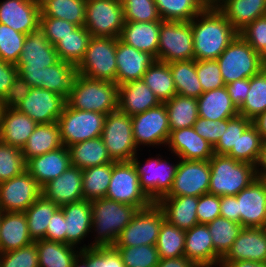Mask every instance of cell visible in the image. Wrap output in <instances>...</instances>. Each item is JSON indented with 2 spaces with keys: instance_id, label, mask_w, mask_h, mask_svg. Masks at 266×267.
<instances>
[{
  "instance_id": "obj_19",
  "label": "cell",
  "mask_w": 266,
  "mask_h": 267,
  "mask_svg": "<svg viewBox=\"0 0 266 267\" xmlns=\"http://www.w3.org/2000/svg\"><path fill=\"white\" fill-rule=\"evenodd\" d=\"M39 0H3L0 2V23L28 35L40 25Z\"/></svg>"
},
{
  "instance_id": "obj_31",
  "label": "cell",
  "mask_w": 266,
  "mask_h": 267,
  "mask_svg": "<svg viewBox=\"0 0 266 267\" xmlns=\"http://www.w3.org/2000/svg\"><path fill=\"white\" fill-rule=\"evenodd\" d=\"M37 123L16 108H4L0 120V141L23 148Z\"/></svg>"
},
{
  "instance_id": "obj_47",
  "label": "cell",
  "mask_w": 266,
  "mask_h": 267,
  "mask_svg": "<svg viewBox=\"0 0 266 267\" xmlns=\"http://www.w3.org/2000/svg\"><path fill=\"white\" fill-rule=\"evenodd\" d=\"M266 110V68L250 78V90L246 100L238 109L240 115L249 120L255 119Z\"/></svg>"
},
{
  "instance_id": "obj_29",
  "label": "cell",
  "mask_w": 266,
  "mask_h": 267,
  "mask_svg": "<svg viewBox=\"0 0 266 267\" xmlns=\"http://www.w3.org/2000/svg\"><path fill=\"white\" fill-rule=\"evenodd\" d=\"M161 23L125 21L119 39L139 51L150 53L157 60Z\"/></svg>"
},
{
  "instance_id": "obj_24",
  "label": "cell",
  "mask_w": 266,
  "mask_h": 267,
  "mask_svg": "<svg viewBox=\"0 0 266 267\" xmlns=\"http://www.w3.org/2000/svg\"><path fill=\"white\" fill-rule=\"evenodd\" d=\"M241 260L266 263V228L243 227L221 262Z\"/></svg>"
},
{
  "instance_id": "obj_40",
  "label": "cell",
  "mask_w": 266,
  "mask_h": 267,
  "mask_svg": "<svg viewBox=\"0 0 266 267\" xmlns=\"http://www.w3.org/2000/svg\"><path fill=\"white\" fill-rule=\"evenodd\" d=\"M39 4L40 17L59 18L84 26L86 0H39Z\"/></svg>"
},
{
  "instance_id": "obj_62",
  "label": "cell",
  "mask_w": 266,
  "mask_h": 267,
  "mask_svg": "<svg viewBox=\"0 0 266 267\" xmlns=\"http://www.w3.org/2000/svg\"><path fill=\"white\" fill-rule=\"evenodd\" d=\"M196 214L199 224H207L220 217V196L207 193L198 197Z\"/></svg>"
},
{
  "instance_id": "obj_13",
  "label": "cell",
  "mask_w": 266,
  "mask_h": 267,
  "mask_svg": "<svg viewBox=\"0 0 266 267\" xmlns=\"http://www.w3.org/2000/svg\"><path fill=\"white\" fill-rule=\"evenodd\" d=\"M124 23L121 0L86 1L84 27L91 36L119 38Z\"/></svg>"
},
{
  "instance_id": "obj_2",
  "label": "cell",
  "mask_w": 266,
  "mask_h": 267,
  "mask_svg": "<svg viewBox=\"0 0 266 267\" xmlns=\"http://www.w3.org/2000/svg\"><path fill=\"white\" fill-rule=\"evenodd\" d=\"M93 243L80 246V250L90 247L114 246L120 232L131 222L138 209L135 206L117 202L106 197L91 201ZM96 233V235H95Z\"/></svg>"
},
{
  "instance_id": "obj_63",
  "label": "cell",
  "mask_w": 266,
  "mask_h": 267,
  "mask_svg": "<svg viewBox=\"0 0 266 267\" xmlns=\"http://www.w3.org/2000/svg\"><path fill=\"white\" fill-rule=\"evenodd\" d=\"M30 88L25 79L17 74L2 99L4 108H16L28 96Z\"/></svg>"
},
{
  "instance_id": "obj_21",
  "label": "cell",
  "mask_w": 266,
  "mask_h": 267,
  "mask_svg": "<svg viewBox=\"0 0 266 267\" xmlns=\"http://www.w3.org/2000/svg\"><path fill=\"white\" fill-rule=\"evenodd\" d=\"M168 151L183 160L208 161L214 155L213 146L198 135L194 127L171 130Z\"/></svg>"
},
{
  "instance_id": "obj_52",
  "label": "cell",
  "mask_w": 266,
  "mask_h": 267,
  "mask_svg": "<svg viewBox=\"0 0 266 267\" xmlns=\"http://www.w3.org/2000/svg\"><path fill=\"white\" fill-rule=\"evenodd\" d=\"M26 162L20 148L0 141V183L22 174Z\"/></svg>"
},
{
  "instance_id": "obj_64",
  "label": "cell",
  "mask_w": 266,
  "mask_h": 267,
  "mask_svg": "<svg viewBox=\"0 0 266 267\" xmlns=\"http://www.w3.org/2000/svg\"><path fill=\"white\" fill-rule=\"evenodd\" d=\"M66 226L64 212L59 207L51 217V222L46 230V240L66 243Z\"/></svg>"
},
{
  "instance_id": "obj_69",
  "label": "cell",
  "mask_w": 266,
  "mask_h": 267,
  "mask_svg": "<svg viewBox=\"0 0 266 267\" xmlns=\"http://www.w3.org/2000/svg\"><path fill=\"white\" fill-rule=\"evenodd\" d=\"M257 178H266V141H262L260 154L255 164Z\"/></svg>"
},
{
  "instance_id": "obj_5",
  "label": "cell",
  "mask_w": 266,
  "mask_h": 267,
  "mask_svg": "<svg viewBox=\"0 0 266 267\" xmlns=\"http://www.w3.org/2000/svg\"><path fill=\"white\" fill-rule=\"evenodd\" d=\"M216 60L225 85L240 79H250L264 69L259 53L239 34Z\"/></svg>"
},
{
  "instance_id": "obj_73",
  "label": "cell",
  "mask_w": 266,
  "mask_h": 267,
  "mask_svg": "<svg viewBox=\"0 0 266 267\" xmlns=\"http://www.w3.org/2000/svg\"><path fill=\"white\" fill-rule=\"evenodd\" d=\"M205 8H218L225 0H199Z\"/></svg>"
},
{
  "instance_id": "obj_48",
  "label": "cell",
  "mask_w": 266,
  "mask_h": 267,
  "mask_svg": "<svg viewBox=\"0 0 266 267\" xmlns=\"http://www.w3.org/2000/svg\"><path fill=\"white\" fill-rule=\"evenodd\" d=\"M160 259L184 256L185 231L164 220L156 245Z\"/></svg>"
},
{
  "instance_id": "obj_38",
  "label": "cell",
  "mask_w": 266,
  "mask_h": 267,
  "mask_svg": "<svg viewBox=\"0 0 266 267\" xmlns=\"http://www.w3.org/2000/svg\"><path fill=\"white\" fill-rule=\"evenodd\" d=\"M207 227L215 249V267H219L221 260L231 249L243 226L226 218L218 217L207 223Z\"/></svg>"
},
{
  "instance_id": "obj_76",
  "label": "cell",
  "mask_w": 266,
  "mask_h": 267,
  "mask_svg": "<svg viewBox=\"0 0 266 267\" xmlns=\"http://www.w3.org/2000/svg\"><path fill=\"white\" fill-rule=\"evenodd\" d=\"M3 110H4V105H3L2 100H0V120H1V118H2Z\"/></svg>"
},
{
  "instance_id": "obj_77",
  "label": "cell",
  "mask_w": 266,
  "mask_h": 267,
  "mask_svg": "<svg viewBox=\"0 0 266 267\" xmlns=\"http://www.w3.org/2000/svg\"><path fill=\"white\" fill-rule=\"evenodd\" d=\"M258 179H261L264 182L265 186H266V178H258Z\"/></svg>"
},
{
  "instance_id": "obj_15",
  "label": "cell",
  "mask_w": 266,
  "mask_h": 267,
  "mask_svg": "<svg viewBox=\"0 0 266 267\" xmlns=\"http://www.w3.org/2000/svg\"><path fill=\"white\" fill-rule=\"evenodd\" d=\"M210 173L209 160H183L179 158L172 188L164 197H200L207 194L210 186Z\"/></svg>"
},
{
  "instance_id": "obj_32",
  "label": "cell",
  "mask_w": 266,
  "mask_h": 267,
  "mask_svg": "<svg viewBox=\"0 0 266 267\" xmlns=\"http://www.w3.org/2000/svg\"><path fill=\"white\" fill-rule=\"evenodd\" d=\"M33 243L24 212H2L0 220V253L17 250Z\"/></svg>"
},
{
  "instance_id": "obj_8",
  "label": "cell",
  "mask_w": 266,
  "mask_h": 267,
  "mask_svg": "<svg viewBox=\"0 0 266 267\" xmlns=\"http://www.w3.org/2000/svg\"><path fill=\"white\" fill-rule=\"evenodd\" d=\"M106 114L72 109L65 105L58 118L61 139L67 148L75 143L101 137Z\"/></svg>"
},
{
  "instance_id": "obj_41",
  "label": "cell",
  "mask_w": 266,
  "mask_h": 267,
  "mask_svg": "<svg viewBox=\"0 0 266 267\" xmlns=\"http://www.w3.org/2000/svg\"><path fill=\"white\" fill-rule=\"evenodd\" d=\"M170 130L193 127L199 117L197 99L179 94L164 102Z\"/></svg>"
},
{
  "instance_id": "obj_51",
  "label": "cell",
  "mask_w": 266,
  "mask_h": 267,
  "mask_svg": "<svg viewBox=\"0 0 266 267\" xmlns=\"http://www.w3.org/2000/svg\"><path fill=\"white\" fill-rule=\"evenodd\" d=\"M126 267H156L160 261L155 245H140L132 247H115Z\"/></svg>"
},
{
  "instance_id": "obj_72",
  "label": "cell",
  "mask_w": 266,
  "mask_h": 267,
  "mask_svg": "<svg viewBox=\"0 0 266 267\" xmlns=\"http://www.w3.org/2000/svg\"><path fill=\"white\" fill-rule=\"evenodd\" d=\"M252 124L260 133L263 141H266V110L252 120Z\"/></svg>"
},
{
  "instance_id": "obj_1",
  "label": "cell",
  "mask_w": 266,
  "mask_h": 267,
  "mask_svg": "<svg viewBox=\"0 0 266 267\" xmlns=\"http://www.w3.org/2000/svg\"><path fill=\"white\" fill-rule=\"evenodd\" d=\"M195 60H216L238 35L217 8H204L191 20Z\"/></svg>"
},
{
  "instance_id": "obj_25",
  "label": "cell",
  "mask_w": 266,
  "mask_h": 267,
  "mask_svg": "<svg viewBox=\"0 0 266 267\" xmlns=\"http://www.w3.org/2000/svg\"><path fill=\"white\" fill-rule=\"evenodd\" d=\"M71 166L70 152L66 146L33 157L26 162V171L42 187L57 178Z\"/></svg>"
},
{
  "instance_id": "obj_68",
  "label": "cell",
  "mask_w": 266,
  "mask_h": 267,
  "mask_svg": "<svg viewBox=\"0 0 266 267\" xmlns=\"http://www.w3.org/2000/svg\"><path fill=\"white\" fill-rule=\"evenodd\" d=\"M156 267H198L185 256L176 258L160 259Z\"/></svg>"
},
{
  "instance_id": "obj_45",
  "label": "cell",
  "mask_w": 266,
  "mask_h": 267,
  "mask_svg": "<svg viewBox=\"0 0 266 267\" xmlns=\"http://www.w3.org/2000/svg\"><path fill=\"white\" fill-rule=\"evenodd\" d=\"M113 162L82 170L84 199L93 201L104 198L112 176Z\"/></svg>"
},
{
  "instance_id": "obj_42",
  "label": "cell",
  "mask_w": 266,
  "mask_h": 267,
  "mask_svg": "<svg viewBox=\"0 0 266 267\" xmlns=\"http://www.w3.org/2000/svg\"><path fill=\"white\" fill-rule=\"evenodd\" d=\"M142 80L152 90L161 103L176 95V87L169 64L154 61L144 73Z\"/></svg>"
},
{
  "instance_id": "obj_35",
  "label": "cell",
  "mask_w": 266,
  "mask_h": 267,
  "mask_svg": "<svg viewBox=\"0 0 266 267\" xmlns=\"http://www.w3.org/2000/svg\"><path fill=\"white\" fill-rule=\"evenodd\" d=\"M64 146L57 122L37 124L26 144L21 148L25 162Z\"/></svg>"
},
{
  "instance_id": "obj_49",
  "label": "cell",
  "mask_w": 266,
  "mask_h": 267,
  "mask_svg": "<svg viewBox=\"0 0 266 267\" xmlns=\"http://www.w3.org/2000/svg\"><path fill=\"white\" fill-rule=\"evenodd\" d=\"M160 18L166 21H191L205 7L199 0H155Z\"/></svg>"
},
{
  "instance_id": "obj_39",
  "label": "cell",
  "mask_w": 266,
  "mask_h": 267,
  "mask_svg": "<svg viewBox=\"0 0 266 267\" xmlns=\"http://www.w3.org/2000/svg\"><path fill=\"white\" fill-rule=\"evenodd\" d=\"M38 251L39 267H71L80 249L72 245L48 241H35ZM79 249V250H78Z\"/></svg>"
},
{
  "instance_id": "obj_6",
  "label": "cell",
  "mask_w": 266,
  "mask_h": 267,
  "mask_svg": "<svg viewBox=\"0 0 266 267\" xmlns=\"http://www.w3.org/2000/svg\"><path fill=\"white\" fill-rule=\"evenodd\" d=\"M118 38L91 37L83 59L76 66L84 77L116 83Z\"/></svg>"
},
{
  "instance_id": "obj_65",
  "label": "cell",
  "mask_w": 266,
  "mask_h": 267,
  "mask_svg": "<svg viewBox=\"0 0 266 267\" xmlns=\"http://www.w3.org/2000/svg\"><path fill=\"white\" fill-rule=\"evenodd\" d=\"M232 103L239 109L250 90V79H240L225 85Z\"/></svg>"
},
{
  "instance_id": "obj_20",
  "label": "cell",
  "mask_w": 266,
  "mask_h": 267,
  "mask_svg": "<svg viewBox=\"0 0 266 267\" xmlns=\"http://www.w3.org/2000/svg\"><path fill=\"white\" fill-rule=\"evenodd\" d=\"M60 61L55 46L38 29L29 33L23 43L19 61L16 63L18 70H40Z\"/></svg>"
},
{
  "instance_id": "obj_30",
  "label": "cell",
  "mask_w": 266,
  "mask_h": 267,
  "mask_svg": "<svg viewBox=\"0 0 266 267\" xmlns=\"http://www.w3.org/2000/svg\"><path fill=\"white\" fill-rule=\"evenodd\" d=\"M184 256L198 267H215V249L207 224L185 231Z\"/></svg>"
},
{
  "instance_id": "obj_67",
  "label": "cell",
  "mask_w": 266,
  "mask_h": 267,
  "mask_svg": "<svg viewBox=\"0 0 266 267\" xmlns=\"http://www.w3.org/2000/svg\"><path fill=\"white\" fill-rule=\"evenodd\" d=\"M220 217L240 224L236 195L220 197Z\"/></svg>"
},
{
  "instance_id": "obj_4",
  "label": "cell",
  "mask_w": 266,
  "mask_h": 267,
  "mask_svg": "<svg viewBox=\"0 0 266 267\" xmlns=\"http://www.w3.org/2000/svg\"><path fill=\"white\" fill-rule=\"evenodd\" d=\"M209 164V194L220 197L237 195L257 178L255 165L237 161L227 155L214 154Z\"/></svg>"
},
{
  "instance_id": "obj_37",
  "label": "cell",
  "mask_w": 266,
  "mask_h": 267,
  "mask_svg": "<svg viewBox=\"0 0 266 267\" xmlns=\"http://www.w3.org/2000/svg\"><path fill=\"white\" fill-rule=\"evenodd\" d=\"M68 149L71 166L78 167L81 170L114 162L101 137L75 143Z\"/></svg>"
},
{
  "instance_id": "obj_33",
  "label": "cell",
  "mask_w": 266,
  "mask_h": 267,
  "mask_svg": "<svg viewBox=\"0 0 266 267\" xmlns=\"http://www.w3.org/2000/svg\"><path fill=\"white\" fill-rule=\"evenodd\" d=\"M217 9L239 33L255 19L266 15V0H225Z\"/></svg>"
},
{
  "instance_id": "obj_28",
  "label": "cell",
  "mask_w": 266,
  "mask_h": 267,
  "mask_svg": "<svg viewBox=\"0 0 266 267\" xmlns=\"http://www.w3.org/2000/svg\"><path fill=\"white\" fill-rule=\"evenodd\" d=\"M156 203L162 209L165 220L184 231L199 224L197 196L162 197Z\"/></svg>"
},
{
  "instance_id": "obj_34",
  "label": "cell",
  "mask_w": 266,
  "mask_h": 267,
  "mask_svg": "<svg viewBox=\"0 0 266 267\" xmlns=\"http://www.w3.org/2000/svg\"><path fill=\"white\" fill-rule=\"evenodd\" d=\"M197 105L199 117L209 120H225L239 114L225 86L202 93L197 98Z\"/></svg>"
},
{
  "instance_id": "obj_55",
  "label": "cell",
  "mask_w": 266,
  "mask_h": 267,
  "mask_svg": "<svg viewBox=\"0 0 266 267\" xmlns=\"http://www.w3.org/2000/svg\"><path fill=\"white\" fill-rule=\"evenodd\" d=\"M121 3L125 21H162L155 0H121Z\"/></svg>"
},
{
  "instance_id": "obj_46",
  "label": "cell",
  "mask_w": 266,
  "mask_h": 267,
  "mask_svg": "<svg viewBox=\"0 0 266 267\" xmlns=\"http://www.w3.org/2000/svg\"><path fill=\"white\" fill-rule=\"evenodd\" d=\"M91 37L84 26L77 27L55 45L59 59L77 66L84 57Z\"/></svg>"
},
{
  "instance_id": "obj_70",
  "label": "cell",
  "mask_w": 266,
  "mask_h": 267,
  "mask_svg": "<svg viewBox=\"0 0 266 267\" xmlns=\"http://www.w3.org/2000/svg\"><path fill=\"white\" fill-rule=\"evenodd\" d=\"M18 74L22 76L31 87L39 88L41 69L40 70H18Z\"/></svg>"
},
{
  "instance_id": "obj_36",
  "label": "cell",
  "mask_w": 266,
  "mask_h": 267,
  "mask_svg": "<svg viewBox=\"0 0 266 267\" xmlns=\"http://www.w3.org/2000/svg\"><path fill=\"white\" fill-rule=\"evenodd\" d=\"M76 75L75 64L60 60L54 65L41 68L39 88L53 91L67 100Z\"/></svg>"
},
{
  "instance_id": "obj_12",
  "label": "cell",
  "mask_w": 266,
  "mask_h": 267,
  "mask_svg": "<svg viewBox=\"0 0 266 267\" xmlns=\"http://www.w3.org/2000/svg\"><path fill=\"white\" fill-rule=\"evenodd\" d=\"M165 220L157 203L139 209L131 222L120 232L114 247L156 245L159 230Z\"/></svg>"
},
{
  "instance_id": "obj_50",
  "label": "cell",
  "mask_w": 266,
  "mask_h": 267,
  "mask_svg": "<svg viewBox=\"0 0 266 267\" xmlns=\"http://www.w3.org/2000/svg\"><path fill=\"white\" fill-rule=\"evenodd\" d=\"M262 138L256 127L251 124L239 137L236 149H231L227 156L255 165L262 145Z\"/></svg>"
},
{
  "instance_id": "obj_57",
  "label": "cell",
  "mask_w": 266,
  "mask_h": 267,
  "mask_svg": "<svg viewBox=\"0 0 266 267\" xmlns=\"http://www.w3.org/2000/svg\"><path fill=\"white\" fill-rule=\"evenodd\" d=\"M0 267H39L36 243L0 253Z\"/></svg>"
},
{
  "instance_id": "obj_7",
  "label": "cell",
  "mask_w": 266,
  "mask_h": 267,
  "mask_svg": "<svg viewBox=\"0 0 266 267\" xmlns=\"http://www.w3.org/2000/svg\"><path fill=\"white\" fill-rule=\"evenodd\" d=\"M138 157L137 153L131 161L139 176L140 187L151 201L156 203L171 190L179 159L176 164H171L158 154L156 157H149L142 164Z\"/></svg>"
},
{
  "instance_id": "obj_66",
  "label": "cell",
  "mask_w": 266,
  "mask_h": 267,
  "mask_svg": "<svg viewBox=\"0 0 266 267\" xmlns=\"http://www.w3.org/2000/svg\"><path fill=\"white\" fill-rule=\"evenodd\" d=\"M17 74L18 69L15 64L0 59V100L4 98Z\"/></svg>"
},
{
  "instance_id": "obj_60",
  "label": "cell",
  "mask_w": 266,
  "mask_h": 267,
  "mask_svg": "<svg viewBox=\"0 0 266 267\" xmlns=\"http://www.w3.org/2000/svg\"><path fill=\"white\" fill-rule=\"evenodd\" d=\"M256 52L266 46V15L255 19L238 33Z\"/></svg>"
},
{
  "instance_id": "obj_43",
  "label": "cell",
  "mask_w": 266,
  "mask_h": 267,
  "mask_svg": "<svg viewBox=\"0 0 266 267\" xmlns=\"http://www.w3.org/2000/svg\"><path fill=\"white\" fill-rule=\"evenodd\" d=\"M59 208L52 201L42 195L24 212L26 215L29 236L33 242L46 240V230L51 217Z\"/></svg>"
},
{
  "instance_id": "obj_23",
  "label": "cell",
  "mask_w": 266,
  "mask_h": 267,
  "mask_svg": "<svg viewBox=\"0 0 266 267\" xmlns=\"http://www.w3.org/2000/svg\"><path fill=\"white\" fill-rule=\"evenodd\" d=\"M154 61L156 59L150 53L139 51L118 38L116 83L120 86L130 81L142 79Z\"/></svg>"
},
{
  "instance_id": "obj_44",
  "label": "cell",
  "mask_w": 266,
  "mask_h": 267,
  "mask_svg": "<svg viewBox=\"0 0 266 267\" xmlns=\"http://www.w3.org/2000/svg\"><path fill=\"white\" fill-rule=\"evenodd\" d=\"M176 87V94L191 98H198L203 88L196 73V60L175 61L169 63Z\"/></svg>"
},
{
  "instance_id": "obj_14",
  "label": "cell",
  "mask_w": 266,
  "mask_h": 267,
  "mask_svg": "<svg viewBox=\"0 0 266 267\" xmlns=\"http://www.w3.org/2000/svg\"><path fill=\"white\" fill-rule=\"evenodd\" d=\"M136 147L165 146L170 136L168 112L164 103L131 116Z\"/></svg>"
},
{
  "instance_id": "obj_10",
  "label": "cell",
  "mask_w": 266,
  "mask_h": 267,
  "mask_svg": "<svg viewBox=\"0 0 266 267\" xmlns=\"http://www.w3.org/2000/svg\"><path fill=\"white\" fill-rule=\"evenodd\" d=\"M111 159L115 162L131 161L138 148L133 139L132 118L122 111L109 112L101 134Z\"/></svg>"
},
{
  "instance_id": "obj_75",
  "label": "cell",
  "mask_w": 266,
  "mask_h": 267,
  "mask_svg": "<svg viewBox=\"0 0 266 267\" xmlns=\"http://www.w3.org/2000/svg\"><path fill=\"white\" fill-rule=\"evenodd\" d=\"M261 64L266 68V46L259 53Z\"/></svg>"
},
{
  "instance_id": "obj_56",
  "label": "cell",
  "mask_w": 266,
  "mask_h": 267,
  "mask_svg": "<svg viewBox=\"0 0 266 267\" xmlns=\"http://www.w3.org/2000/svg\"><path fill=\"white\" fill-rule=\"evenodd\" d=\"M80 254L87 260L88 267H126L114 246L84 248Z\"/></svg>"
},
{
  "instance_id": "obj_22",
  "label": "cell",
  "mask_w": 266,
  "mask_h": 267,
  "mask_svg": "<svg viewBox=\"0 0 266 267\" xmlns=\"http://www.w3.org/2000/svg\"><path fill=\"white\" fill-rule=\"evenodd\" d=\"M42 188V196L59 207L84 199L82 192V170L70 166L57 178L47 182Z\"/></svg>"
},
{
  "instance_id": "obj_9",
  "label": "cell",
  "mask_w": 266,
  "mask_h": 267,
  "mask_svg": "<svg viewBox=\"0 0 266 267\" xmlns=\"http://www.w3.org/2000/svg\"><path fill=\"white\" fill-rule=\"evenodd\" d=\"M192 59H194V47L191 21L162 20L157 60L169 64Z\"/></svg>"
},
{
  "instance_id": "obj_59",
  "label": "cell",
  "mask_w": 266,
  "mask_h": 267,
  "mask_svg": "<svg viewBox=\"0 0 266 267\" xmlns=\"http://www.w3.org/2000/svg\"><path fill=\"white\" fill-rule=\"evenodd\" d=\"M77 27V25L59 18L40 17L39 29L54 46Z\"/></svg>"
},
{
  "instance_id": "obj_11",
  "label": "cell",
  "mask_w": 266,
  "mask_h": 267,
  "mask_svg": "<svg viewBox=\"0 0 266 267\" xmlns=\"http://www.w3.org/2000/svg\"><path fill=\"white\" fill-rule=\"evenodd\" d=\"M105 197L135 206L138 210L153 203L141 189L139 176L132 161L113 162L111 181Z\"/></svg>"
},
{
  "instance_id": "obj_71",
  "label": "cell",
  "mask_w": 266,
  "mask_h": 267,
  "mask_svg": "<svg viewBox=\"0 0 266 267\" xmlns=\"http://www.w3.org/2000/svg\"><path fill=\"white\" fill-rule=\"evenodd\" d=\"M219 267H266L265 262L241 260L235 262H221Z\"/></svg>"
},
{
  "instance_id": "obj_26",
  "label": "cell",
  "mask_w": 266,
  "mask_h": 267,
  "mask_svg": "<svg viewBox=\"0 0 266 267\" xmlns=\"http://www.w3.org/2000/svg\"><path fill=\"white\" fill-rule=\"evenodd\" d=\"M66 226V244L78 248L83 244L92 227L91 201L81 200L61 206ZM87 236V237H86Z\"/></svg>"
},
{
  "instance_id": "obj_58",
  "label": "cell",
  "mask_w": 266,
  "mask_h": 267,
  "mask_svg": "<svg viewBox=\"0 0 266 267\" xmlns=\"http://www.w3.org/2000/svg\"><path fill=\"white\" fill-rule=\"evenodd\" d=\"M196 73L203 93L225 86L217 60H196Z\"/></svg>"
},
{
  "instance_id": "obj_18",
  "label": "cell",
  "mask_w": 266,
  "mask_h": 267,
  "mask_svg": "<svg viewBox=\"0 0 266 267\" xmlns=\"http://www.w3.org/2000/svg\"><path fill=\"white\" fill-rule=\"evenodd\" d=\"M240 225L243 227L266 228V186L256 178L237 195Z\"/></svg>"
},
{
  "instance_id": "obj_53",
  "label": "cell",
  "mask_w": 266,
  "mask_h": 267,
  "mask_svg": "<svg viewBox=\"0 0 266 267\" xmlns=\"http://www.w3.org/2000/svg\"><path fill=\"white\" fill-rule=\"evenodd\" d=\"M252 124V121L238 114L227 119V129L213 147L214 154L227 155L231 149H236V144L243 132Z\"/></svg>"
},
{
  "instance_id": "obj_54",
  "label": "cell",
  "mask_w": 266,
  "mask_h": 267,
  "mask_svg": "<svg viewBox=\"0 0 266 267\" xmlns=\"http://www.w3.org/2000/svg\"><path fill=\"white\" fill-rule=\"evenodd\" d=\"M26 36V34L0 23V59L16 65Z\"/></svg>"
},
{
  "instance_id": "obj_74",
  "label": "cell",
  "mask_w": 266,
  "mask_h": 267,
  "mask_svg": "<svg viewBox=\"0 0 266 267\" xmlns=\"http://www.w3.org/2000/svg\"><path fill=\"white\" fill-rule=\"evenodd\" d=\"M71 267H88L87 260L79 253Z\"/></svg>"
},
{
  "instance_id": "obj_16",
  "label": "cell",
  "mask_w": 266,
  "mask_h": 267,
  "mask_svg": "<svg viewBox=\"0 0 266 267\" xmlns=\"http://www.w3.org/2000/svg\"><path fill=\"white\" fill-rule=\"evenodd\" d=\"M41 195V186L25 170L22 174L0 183V210L25 212Z\"/></svg>"
},
{
  "instance_id": "obj_17",
  "label": "cell",
  "mask_w": 266,
  "mask_h": 267,
  "mask_svg": "<svg viewBox=\"0 0 266 267\" xmlns=\"http://www.w3.org/2000/svg\"><path fill=\"white\" fill-rule=\"evenodd\" d=\"M66 104V99L53 91L31 87L28 96L16 109L37 124L54 123L58 121Z\"/></svg>"
},
{
  "instance_id": "obj_27",
  "label": "cell",
  "mask_w": 266,
  "mask_h": 267,
  "mask_svg": "<svg viewBox=\"0 0 266 267\" xmlns=\"http://www.w3.org/2000/svg\"><path fill=\"white\" fill-rule=\"evenodd\" d=\"M161 104L142 79L119 86L118 109L129 116L143 113Z\"/></svg>"
},
{
  "instance_id": "obj_61",
  "label": "cell",
  "mask_w": 266,
  "mask_h": 267,
  "mask_svg": "<svg viewBox=\"0 0 266 267\" xmlns=\"http://www.w3.org/2000/svg\"><path fill=\"white\" fill-rule=\"evenodd\" d=\"M193 127L198 135L214 147L227 129V119L214 121L198 117Z\"/></svg>"
},
{
  "instance_id": "obj_3",
  "label": "cell",
  "mask_w": 266,
  "mask_h": 267,
  "mask_svg": "<svg viewBox=\"0 0 266 267\" xmlns=\"http://www.w3.org/2000/svg\"><path fill=\"white\" fill-rule=\"evenodd\" d=\"M119 85L112 81L91 79L77 73L67 105L72 109L102 114L118 110Z\"/></svg>"
}]
</instances>
